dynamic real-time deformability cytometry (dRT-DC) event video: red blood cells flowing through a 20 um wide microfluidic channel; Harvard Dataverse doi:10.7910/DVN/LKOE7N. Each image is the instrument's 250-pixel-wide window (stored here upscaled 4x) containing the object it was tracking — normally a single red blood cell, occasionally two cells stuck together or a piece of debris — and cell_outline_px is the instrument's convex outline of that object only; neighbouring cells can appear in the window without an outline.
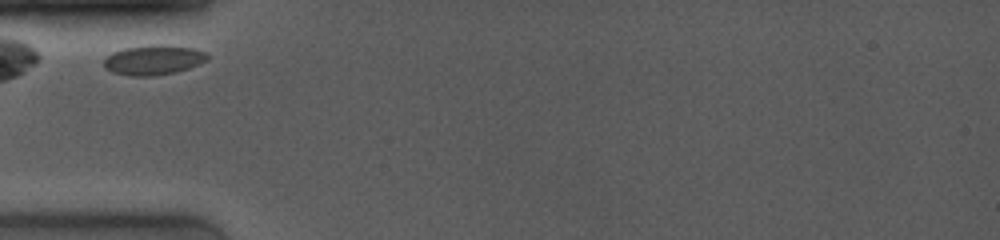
{"species": "common noctule bat (a hibernating species)", "species_latin": "Nyctalus noctula", "temperature_condition": "room temperature", "stored_images_in_passage": 2, "camera_frame_rate_fps": 4000, "um_per_image_px": 0.085, "animal": {"sex": "female", "body_mass_g": 19.0, "forearm_length_mm": 53.3}, "frame": {"image": 1, "passage_image": 1, "time_ms": 0.0, "image_size_px": [1000, 240], "cell_outline_px": [[208, 60], [188, 68], [176, 72], [152, 76], [132, 76], [112, 72], [104, 64], [104, 60], [112, 52], [124, 48], [148, 44], [168, 44], [192, 48], [208, 52]], "centroid_in_image_um": [13.08, 5.07], "position_along_channel_um": 71.9, "area_um2": 18.09}}